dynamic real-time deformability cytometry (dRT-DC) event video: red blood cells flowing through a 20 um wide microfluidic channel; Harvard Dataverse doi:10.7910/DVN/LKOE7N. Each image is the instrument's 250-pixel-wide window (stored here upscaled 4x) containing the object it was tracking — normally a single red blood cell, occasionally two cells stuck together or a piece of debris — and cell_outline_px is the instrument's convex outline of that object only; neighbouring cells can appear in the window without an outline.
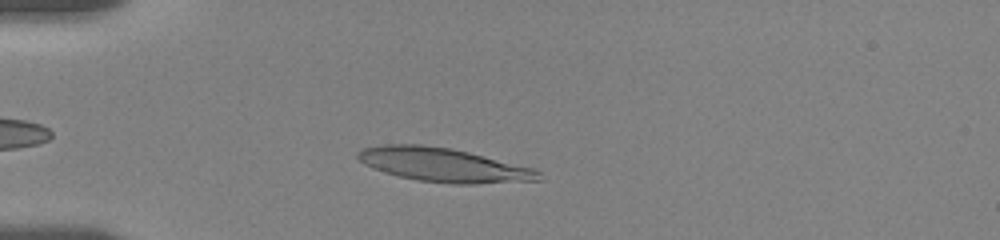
{"species": "human", "species_latin": "Homo sapiens", "temperature_condition": "room temperature", "stored_images_in_passage": 14, "camera_frame_rate_fps": 3000, "um_per_image_px": 0.085, "donor": {"sex": "female"}, "frame": {"image": 1, "passage_image": 5, "time_ms": 2.0, "image_size_px": [1000, 240], "cell_outline_px": [[544, 180], [476, 184], [452, 184], [420, 180], [400, 176], [384, 172], [372, 168], [364, 164], [356, 156], [356, 152], [364, 148], [380, 144], [420, 144], [452, 148], [536, 168], [540, 172]], "centroid_in_image_um": [37.74, 14.01], "position_along_channel_um": 47.3, "area_um2": 36.01}}
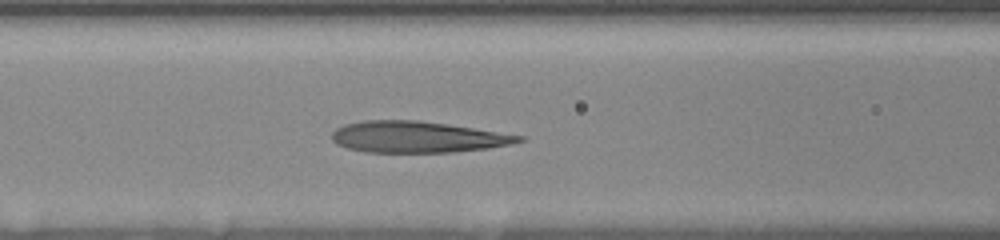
{"frame": {"image": 2, "passage_image": 11, "time_ms": 5.0, "image_size_px": [1000, 240], "cell_outline_px": [[524, 140], [512, 144], [488, 148], [452, 152], [364, 152], [348, 148], [336, 144], [332, 140], [332, 132], [336, 128], [344, 124], [364, 120], [416, 120], [448, 124], [524, 136]], "centroid_in_image_um": [35.45, 11.64], "position_along_channel_um": 131.2, "area_um2": 34.04}}
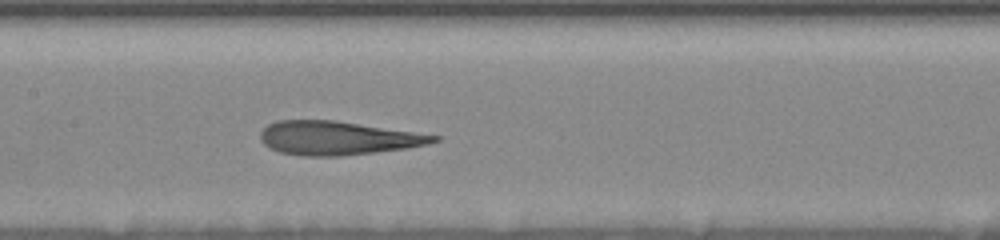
{"frame": {"image": 3, "passage_image": 14, "time_ms": 6.333, "image_size_px": [1000, 240], "cell_outline_px": [[440, 140], [428, 144], [408, 148], [376, 152], [340, 156], [304, 156], [280, 152], [268, 148], [260, 140], [260, 132], [268, 124], [276, 120], [336, 120], [440, 136]], "centroid_in_image_um": [28.67, 11.73], "position_along_channel_um": 178.7, "area_um2": 34.1}}